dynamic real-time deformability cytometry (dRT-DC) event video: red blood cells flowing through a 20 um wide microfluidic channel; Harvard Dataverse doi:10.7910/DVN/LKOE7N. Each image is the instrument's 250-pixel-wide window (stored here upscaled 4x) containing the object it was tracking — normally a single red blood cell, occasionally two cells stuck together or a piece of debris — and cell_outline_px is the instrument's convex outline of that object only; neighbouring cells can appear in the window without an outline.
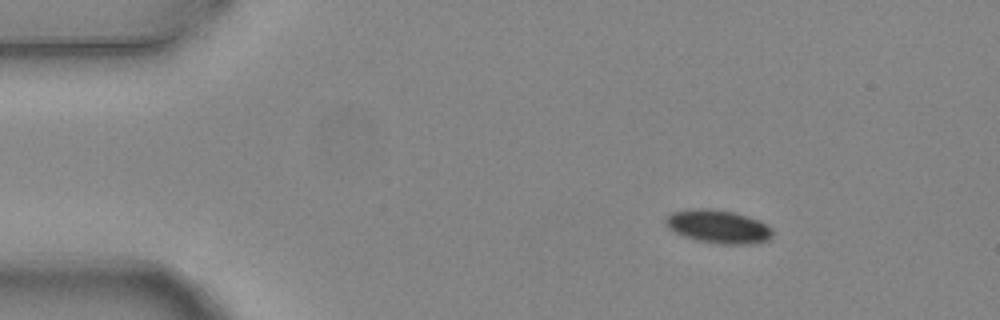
{"species": "common noctule bat (a hibernating species)", "species_latin": "Nyctalus noctula", "temperature_condition": "warm", "stored_images_in_passage": 4, "camera_frame_rate_fps": 3000, "um_per_image_px": 0.085, "animal": {"sex": "female", "body_mass_g": 24.6, "forearm_length_mm": 56.2}, "frame": {"image": 1, "passage_image": 2, "time_ms": 0.333, "image_size_px": [1000, 320], "cell_outline_px": [[772, 236], [768, 240], [756, 244], [720, 244], [696, 240], [684, 236], [668, 228], [664, 224], [664, 220], [672, 212], [700, 208], [708, 208], [732, 212], [760, 220], [772, 228]], "centroid_in_image_um": [61.07, 19.27], "position_along_channel_um": 23.9, "area_um2": 20.75}}